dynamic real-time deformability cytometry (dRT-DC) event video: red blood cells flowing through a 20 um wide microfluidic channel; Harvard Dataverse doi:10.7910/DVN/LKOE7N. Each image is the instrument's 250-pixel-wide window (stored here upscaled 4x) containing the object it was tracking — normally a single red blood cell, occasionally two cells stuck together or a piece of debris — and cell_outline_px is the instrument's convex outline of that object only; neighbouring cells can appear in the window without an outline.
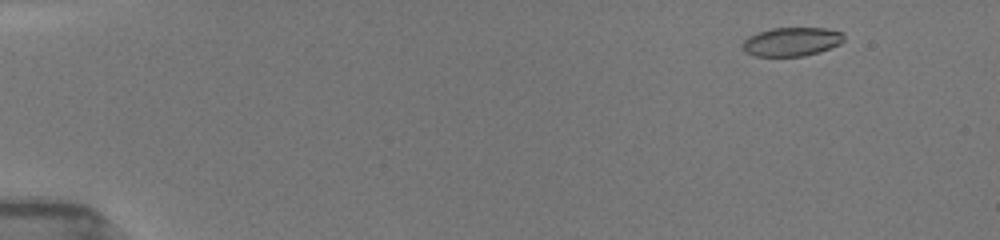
{"species": "common noctule bat (a hibernating species)", "species_latin": "Nyctalus noctula", "temperature_condition": "room temperature", "stored_images_in_passage": 52, "camera_frame_rate_fps": 3000, "um_per_image_px": 0.085, "animal": {"sex": "female", "body_mass_g": 19.5, "forearm_length_mm": 54.1}, "frame": {"image": 1, "passage_image": 5, "time_ms": 1.333, "image_size_px": [1000, 240], "cell_outline_px": [[844, 40], [840, 44], [820, 52], [804, 56], [756, 56], [744, 52], [740, 44], [748, 36], [756, 32], [772, 28], [828, 28], [844, 32]], "centroid_in_image_um": [67.28, 3.54], "position_along_channel_um": 17.7, "area_um2": 17.34}}
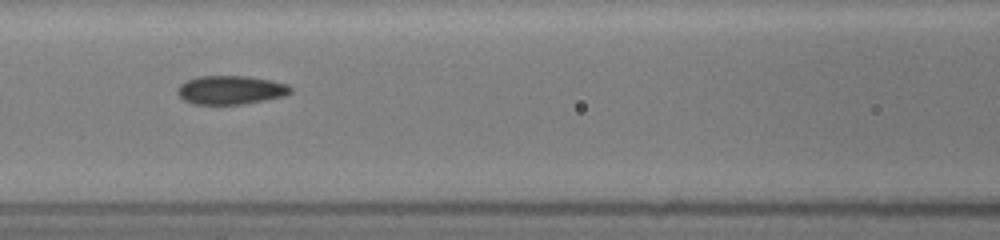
{"frame": {"image": 2, "passage_image": 24, "time_ms": 7.667, "image_size_px": [1000, 240], "cell_outline_px": [[292, 92], [284, 96], [244, 104], [192, 104], [184, 100], [176, 92], [176, 88], [180, 84], [196, 76], [248, 76], [272, 80], [288, 84], [292, 88]], "centroid_in_image_um": [19.61, 7.64], "position_along_channel_um": 147.0, "area_um2": 19.07}}
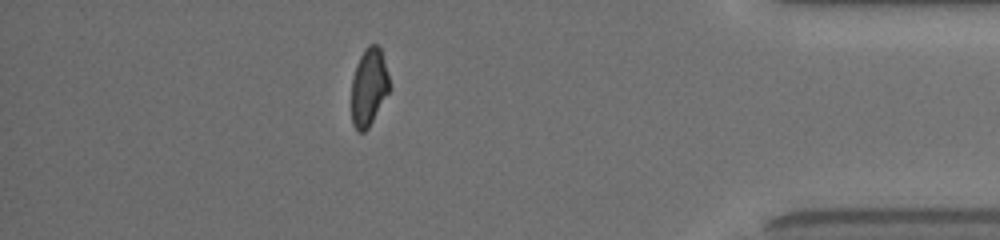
{"frame": {"image": 3, "passage_image": 46, "time_ms": 15.0, "image_size_px": [1000, 240], "cell_outline_px": [[392, 88], [368, 128], [364, 132], [356, 132], [352, 124], [352, 80], [356, 64], [364, 48], [368, 44], [376, 44], [380, 48], [388, 72]], "centroid_in_image_um": [31.37, 7.4], "position_along_channel_um": 403.8, "area_um2": 17.51}, "authors_computed_cell_mechanics": {"area_um2": 18.3804, "velocity_mm_per_s": 3.9791, "shape_relaxation_time_tau1_ms": 5.6167, "shape_relaxation_time_tau2_ms": 1.5818, "deformation_change_tau1": 0.1824, "deformation_change_tau2": 0.0775}}